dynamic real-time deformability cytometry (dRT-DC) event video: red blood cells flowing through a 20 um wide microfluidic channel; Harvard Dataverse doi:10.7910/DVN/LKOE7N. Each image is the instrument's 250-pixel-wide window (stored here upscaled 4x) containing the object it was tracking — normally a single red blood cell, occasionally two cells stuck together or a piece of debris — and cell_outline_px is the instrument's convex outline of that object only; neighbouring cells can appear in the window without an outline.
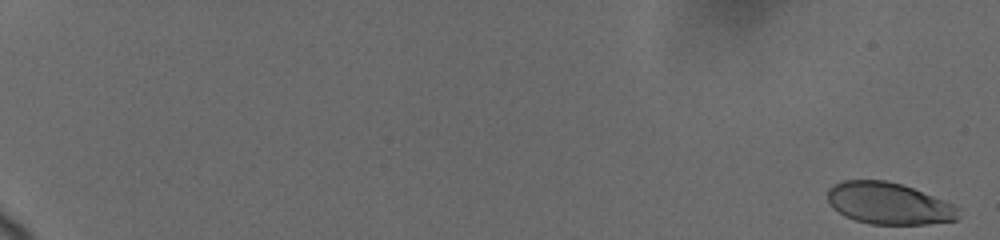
{"species": "human", "species_latin": "Homo sapiens", "temperature_condition": "cold", "stored_images_in_passage": 15, "camera_frame_rate_fps": 3000, "um_per_image_px": 0.085, "donor": {"sex": "female"}, "frame": {"image": 1, "passage_image": 1, "time_ms": 0.0, "image_size_px": [1000, 240], "cell_outline_px": [[960, 216], [956, 220], [928, 224], [872, 224], [856, 220], [844, 216], [828, 200], [828, 188], [844, 180], [884, 180], [904, 184], [952, 204], [956, 208]], "centroid_in_image_um": [75.55, 17.29], "position_along_channel_um": 9.4, "area_um2": 31.5}}
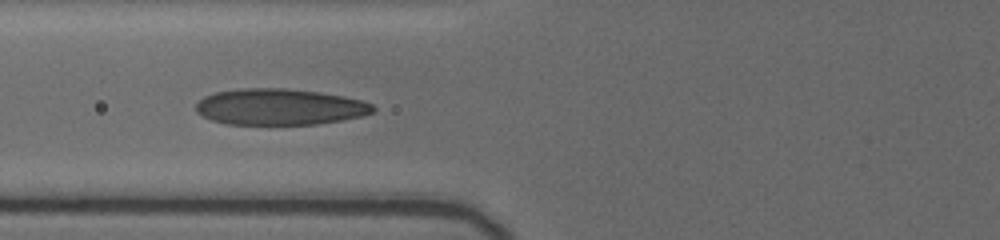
{"frame": {"image": 2, "passage_image": 13, "time_ms": 8.667, "image_size_px": [1000, 240], "cell_outline_px": [[376, 108], [372, 112], [360, 116], [340, 120], [316, 124], [228, 124], [212, 120], [196, 112], [196, 104], [204, 96], [216, 92], [244, 88], [288, 88], [320, 92], [344, 96], [360, 100], [372, 104]], "centroid_in_image_um": [23.76, 9.07], "position_along_channel_um": 102.0, "area_um2": 37.17}}
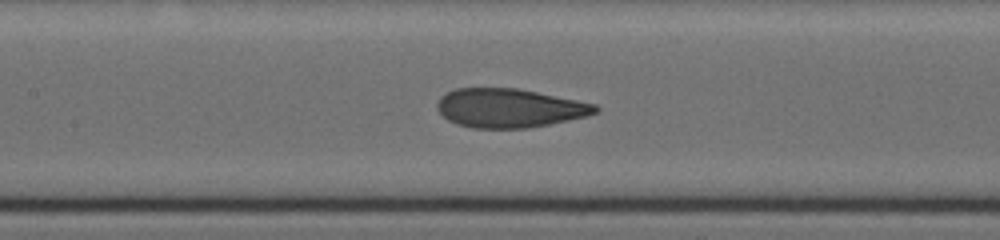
{"frame": {"image": 3, "passage_image": 15, "time_ms": 10.333, "image_size_px": [1000, 240], "cell_outline_px": [[600, 108], [596, 112], [584, 116], [568, 120], [528, 128], [472, 128], [456, 124], [448, 120], [436, 108], [436, 104], [440, 96], [456, 88], [516, 88], [596, 104]], "centroid_in_image_um": [43.25, 9.19], "position_along_channel_um": 164.2, "area_um2": 35.6}}